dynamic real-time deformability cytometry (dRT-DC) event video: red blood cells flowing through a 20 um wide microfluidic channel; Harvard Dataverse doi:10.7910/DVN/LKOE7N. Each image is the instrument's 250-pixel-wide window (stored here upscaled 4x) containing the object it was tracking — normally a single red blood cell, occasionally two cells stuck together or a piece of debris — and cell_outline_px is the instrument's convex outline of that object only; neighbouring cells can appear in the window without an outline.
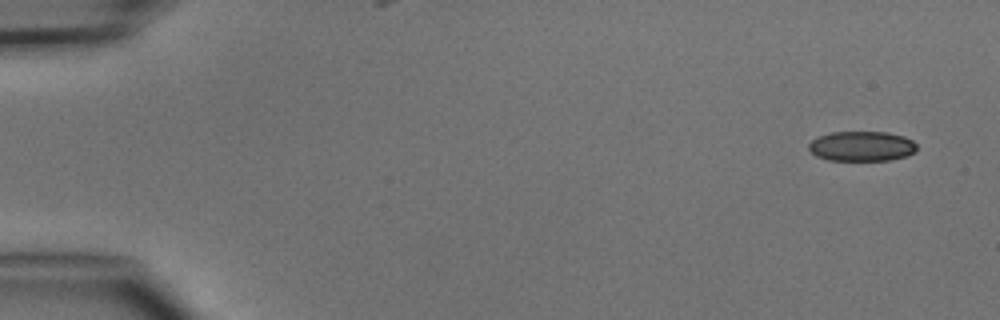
{"species": "common noctule bat (a hibernating species)", "species_latin": "Nyctalus noctula", "temperature_condition": "cold", "stored_images_in_passage": 6, "camera_frame_rate_fps": 3000, "um_per_image_px": 0.085, "animal": {"sex": "male", "body_mass_g": 15.6}, "frame": {"image": 1, "passage_image": 1, "time_ms": 0.0, "image_size_px": [1000, 320], "cell_outline_px": [[916, 148], [912, 152], [904, 156], [888, 160], [828, 160], [816, 156], [808, 148], [808, 144], [816, 136], [832, 132], [888, 132], [904, 136], [912, 140], [916, 144]], "centroid_in_image_um": [73.2, 12.41], "position_along_channel_um": 11.8, "area_um2": 18.79}}
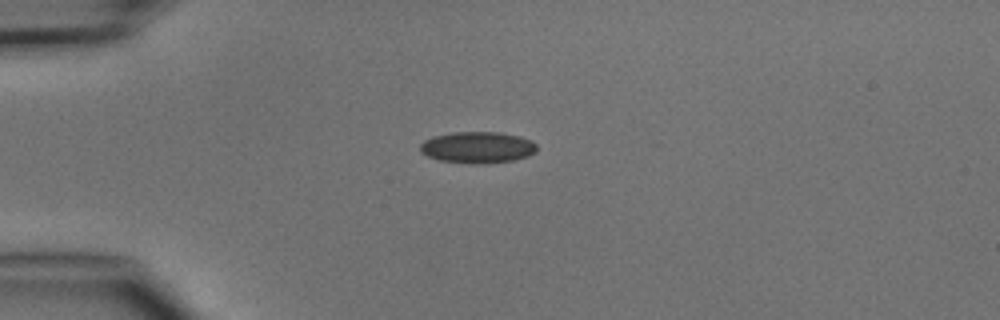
{"frame": {"image": 2, "passage_image": 4, "time_ms": 3.333, "image_size_px": [1000, 320], "cell_outline_px": [[536, 152], [528, 156], [516, 160], [484, 164], [472, 164], [440, 160], [428, 156], [420, 152], [420, 144], [424, 140], [432, 136], [452, 132], [500, 132], [520, 136], [532, 140], [536, 144]], "centroid_in_image_um": [40.6, 12.53], "position_along_channel_um": 44.4, "area_um2": 21.68}}